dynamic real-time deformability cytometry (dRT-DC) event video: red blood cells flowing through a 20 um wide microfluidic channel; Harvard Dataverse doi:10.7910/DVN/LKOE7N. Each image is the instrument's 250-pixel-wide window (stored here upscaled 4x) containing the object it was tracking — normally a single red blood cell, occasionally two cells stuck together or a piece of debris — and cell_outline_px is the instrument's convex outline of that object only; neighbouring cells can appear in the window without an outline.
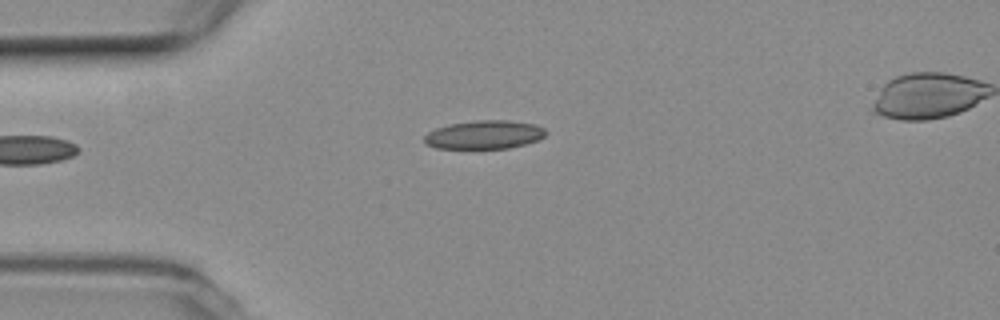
{"species": "common noctule bat (a hibernating species)", "species_latin": "Nyctalus noctula", "temperature_condition": "room temperature", "stored_images_in_passage": 34, "camera_frame_rate_fps": 3000, "um_per_image_px": 0.085, "animal": {"sex": "female", "body_mass_g": 19.3, "forearm_length_mm": 54.1}, "frame": {"image": 1, "passage_image": 1, "time_ms": 0.0, "image_size_px": [1000, 320], "cell_outline_px": [[548, 132], [544, 136], [536, 140], [524, 144], [508, 148], [436, 148], [424, 144], [424, 136], [428, 132], [436, 128], [448, 124], [476, 120], [508, 120], [536, 124], [544, 128]], "centroid_in_image_um": [41.15, 11.44], "position_along_channel_um": 43.9, "area_um2": 20.23}}
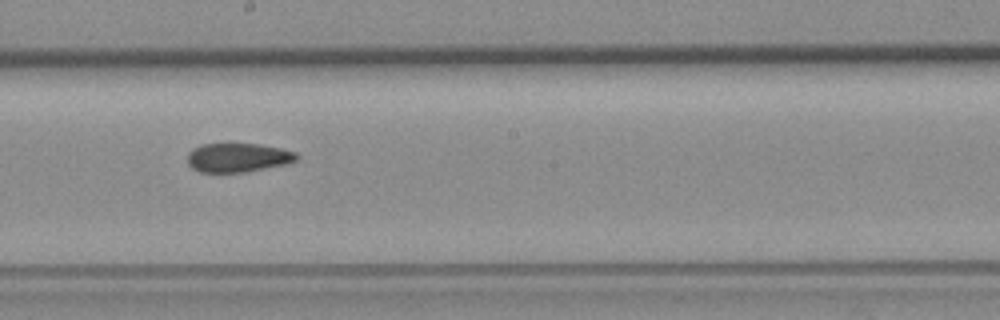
{"frame": {"image": 2, "passage_image": 17, "time_ms": 5.333, "image_size_px": [1000, 320], "cell_outline_px": [[300, 156], [296, 160], [288, 164], [244, 172], [200, 172], [192, 168], [188, 164], [188, 152], [192, 148], [200, 144], [228, 140], [260, 144], [280, 148], [296, 152]], "centroid_in_image_um": [20.19, 13.33], "position_along_channel_um": 228.0, "area_um2": 19.42}}
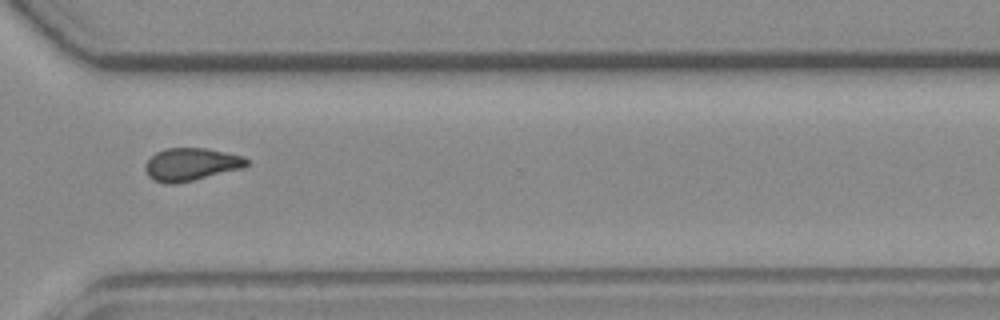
{"frame": {"image": 3, "passage_image": 27, "time_ms": 8.667, "image_size_px": [1000, 320], "cell_outline_px": [[248, 164], [244, 168], [192, 180], [172, 184], [164, 184], [148, 176], [144, 168], [144, 164], [156, 152], [168, 148], [204, 148], [244, 156], [248, 160]], "centroid_in_image_um": [16.24, 13.97], "position_along_channel_um": 354.4, "area_um2": 19.19}, "authors_computed_cell_mechanics": {"area_um2": 19.3341, "velocity_mm_per_s": 3.7936, "shape_relaxation_time_tau1_ms": null, "shape_relaxation_time_tau2_ms": 3.5553, "deformation_change_tau1": null, "deformation_change_tau2": 0.0837}}